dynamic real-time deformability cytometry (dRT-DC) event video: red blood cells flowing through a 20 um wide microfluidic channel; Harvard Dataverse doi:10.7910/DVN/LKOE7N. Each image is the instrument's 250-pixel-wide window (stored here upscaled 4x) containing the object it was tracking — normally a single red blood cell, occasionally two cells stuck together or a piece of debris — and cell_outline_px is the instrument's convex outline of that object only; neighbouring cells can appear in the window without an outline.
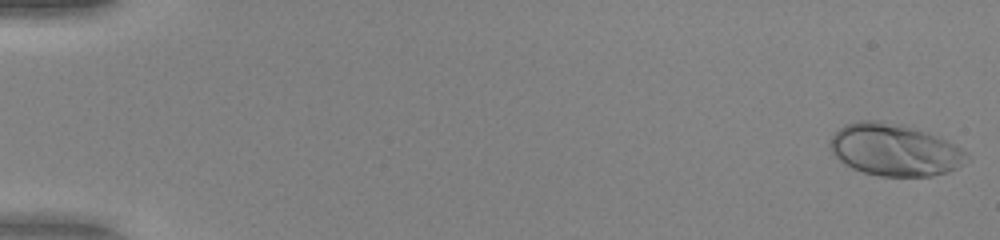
{"species": "human", "species_latin": "Homo sapiens", "temperature_condition": "warm", "stored_images_in_passage": 51, "camera_frame_rate_fps": 3000, "um_per_image_px": 0.085, "donor": {"sex": "female"}, "frame": {"image": 1, "passage_image": 1, "time_ms": 0.0, "image_size_px": [1000, 240], "cell_outline_px": [[972, 156], [956, 168], [948, 172], [932, 176], [880, 176], [864, 172], [852, 168], [844, 164], [832, 152], [828, 144], [828, 140], [844, 124], [860, 120], [880, 120], [900, 124], [928, 132], [956, 144], [968, 152]], "centroid_in_image_um": [76.05, 12.73], "position_along_channel_um": 8.9, "area_um2": 41.79}}
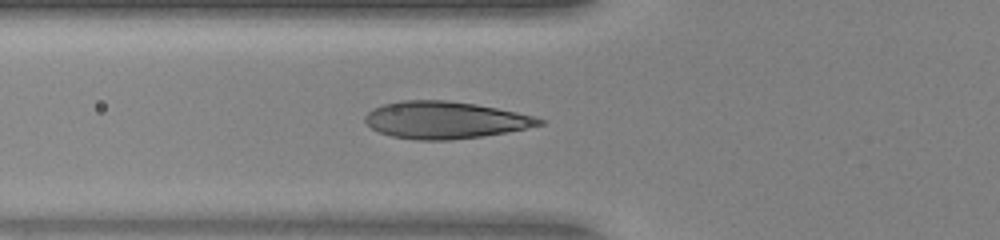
{"frame": {"image": 2, "passage_image": 20, "time_ms": 6.333, "image_size_px": [1000, 240], "cell_outline_px": [[548, 120], [544, 124], [484, 136], [448, 140], [416, 140], [392, 136], [380, 132], [372, 128], [364, 120], [364, 116], [372, 108], [384, 104], [400, 100], [448, 100], [476, 104], [516, 112]], "centroid_in_image_um": [37.81, 10.19], "position_along_channel_um": 88.0, "area_um2": 37.57}}
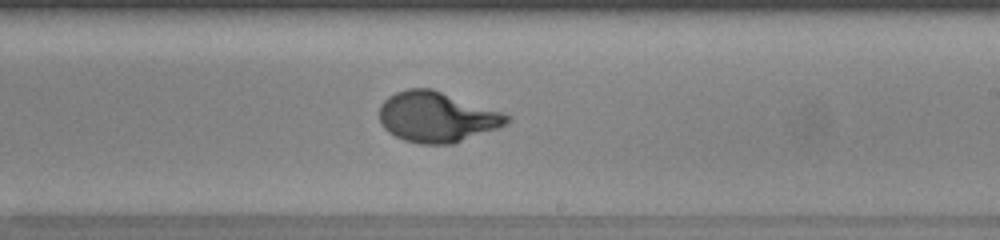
{"frame": {"image": 3, "passage_image": 32, "time_ms": 10.333, "image_size_px": [1000, 240], "cell_outline_px": [[512, 120], [508, 124], [452, 144], [420, 144], [404, 140], [388, 132], [380, 124], [380, 104], [388, 96], [396, 92], [408, 88], [432, 88], [512, 116]], "centroid_in_image_um": [37.11, 9.94], "position_along_channel_um": 251.9, "area_um2": 37.34}, "authors_computed_cell_mechanics": {"area_um2": 36.9342, "velocity_mm_per_s": 4.0982, "shape_relaxation_time_tau1_ms": 4.0362, "shape_relaxation_time_tau2_ms": null, "deformation_change_tau1": 0.2392, "deformation_change_tau2": null}}